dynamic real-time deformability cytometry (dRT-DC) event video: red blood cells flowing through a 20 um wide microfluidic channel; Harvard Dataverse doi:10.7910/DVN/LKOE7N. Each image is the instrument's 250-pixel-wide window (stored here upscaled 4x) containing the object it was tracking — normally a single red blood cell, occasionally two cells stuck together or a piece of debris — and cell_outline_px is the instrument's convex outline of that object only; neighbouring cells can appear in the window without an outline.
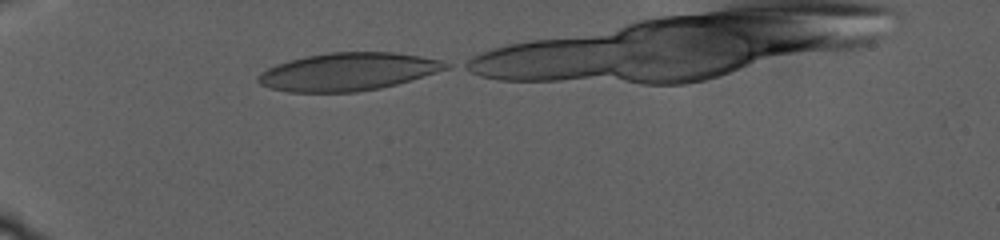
{"species": "human", "species_latin": "Homo sapiens", "temperature_condition": "warm", "stored_images_in_passage": 47, "camera_frame_rate_fps": 3000, "um_per_image_px": 0.085, "donor": {"sex": "male"}, "frame": {"image": 1, "passage_image": 1, "time_ms": 0.0, "image_size_px": [1000, 240], "cell_outline_px": [[452, 64], [448, 68], [396, 84], [380, 88], [356, 92], [288, 92], [268, 88], [260, 84], [256, 80], [256, 76], [260, 72], [276, 64], [288, 60], [328, 52], [392, 52], [420, 56], [440, 60]], "centroid_in_image_um": [29.51, 6.1], "position_along_channel_um": 55.5, "area_um2": 41.27}}
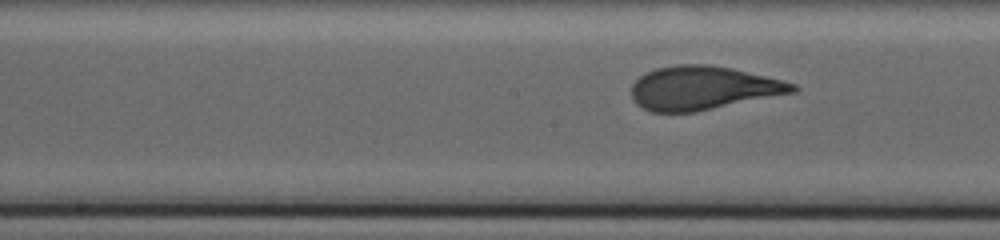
{"frame": {"image": 2, "passage_image": 27, "time_ms": 7.667, "image_size_px": [1000, 240], "cell_outline_px": [[800, 88], [796, 92], [696, 112], [652, 112], [636, 104], [632, 100], [632, 84], [640, 76], [656, 68], [676, 64], [708, 64], [732, 68], [796, 84]], "centroid_in_image_um": [59.74, 7.48], "position_along_channel_um": 188.5, "area_um2": 40.98}}
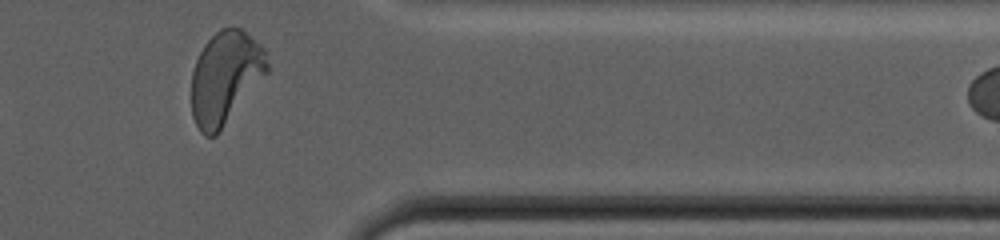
{"frame": {"image": 3, "passage_image": 46, "time_ms": 17.667, "image_size_px": [1000, 240], "cell_outline_px": [[268, 72], [220, 132], [216, 136], [204, 136], [200, 132], [192, 116], [192, 72], [196, 60], [204, 44], [220, 28], [240, 28], [260, 44], [268, 52]], "centroid_in_image_um": [19.16, 6.61], "position_along_channel_um": 392.2, "area_um2": 40.98}, "authors_computed_cell_mechanics": {"area_um2": 41.2692, "velocity_mm_per_s": 2.1066, "shape_relaxation_time_tau1_ms": 7.8854, "shape_relaxation_time_tau2_ms": null, "deformation_change_tau1": 0.2155, "deformation_change_tau2": null}}